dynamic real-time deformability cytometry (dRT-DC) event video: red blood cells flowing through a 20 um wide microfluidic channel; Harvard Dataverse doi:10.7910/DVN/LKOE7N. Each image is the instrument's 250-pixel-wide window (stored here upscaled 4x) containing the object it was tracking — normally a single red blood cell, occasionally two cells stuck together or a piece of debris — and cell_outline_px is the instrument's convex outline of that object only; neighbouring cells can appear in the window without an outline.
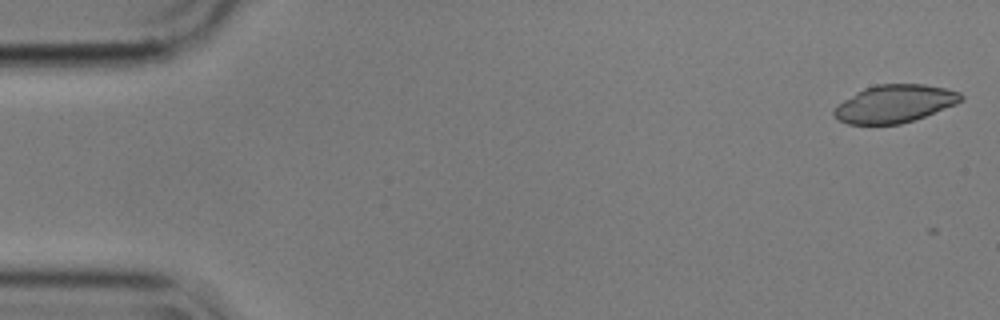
{"species": "common noctule bat (a hibernating species)", "species_latin": "Nyctalus noctula", "temperature_condition": "cold", "stored_images_in_passage": 3, "camera_frame_rate_fps": 3000, "um_per_image_px": 0.085, "animal": {"sex": "male", "body_mass_g": 17.9}, "frame": {"image": 1, "passage_image": 2, "time_ms": 0.333, "image_size_px": [1000, 320], "cell_outline_px": [[964, 100], [956, 104], [924, 116], [900, 124], [848, 124], [840, 120], [832, 112], [844, 100], [856, 92], [864, 88], [876, 84], [924, 84], [944, 88], [960, 92], [964, 96]], "centroid_in_image_um": [76.08, 8.8], "position_along_channel_um": 8.9, "area_um2": 27.63}}